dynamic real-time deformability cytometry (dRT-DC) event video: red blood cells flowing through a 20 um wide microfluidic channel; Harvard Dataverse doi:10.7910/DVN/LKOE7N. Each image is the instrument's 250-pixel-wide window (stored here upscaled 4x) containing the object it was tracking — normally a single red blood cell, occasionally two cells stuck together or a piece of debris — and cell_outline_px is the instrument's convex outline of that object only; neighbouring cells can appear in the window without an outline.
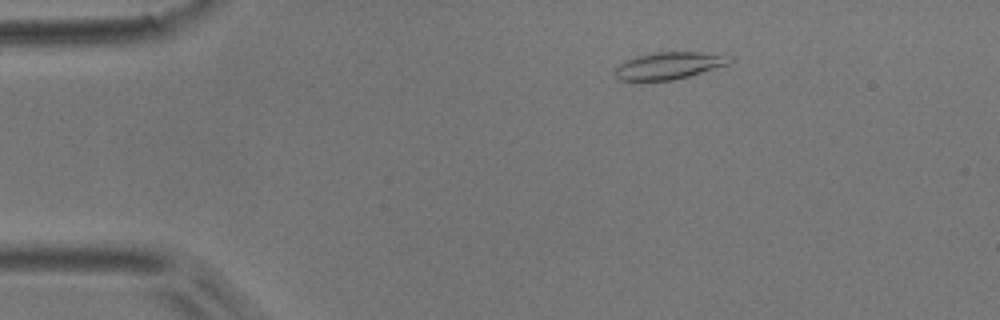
{"species": "common noctule bat (a hibernating species)", "species_latin": "Nyctalus noctula", "temperature_condition": "room temperature", "stored_images_in_passage": 47, "camera_frame_rate_fps": 3000, "um_per_image_px": 0.085, "animal": {"sex": "male", "body_mass_g": 17.9}, "frame": {"image": 1, "passage_image": 2, "time_ms": 0.333, "image_size_px": [1000, 320], "cell_outline_px": [[732, 60], [728, 64], [688, 76], [672, 80], [620, 80], [616, 76], [616, 68], [624, 60], [656, 52], [700, 52], [732, 56]], "centroid_in_image_um": [56.88, 5.57], "position_along_channel_um": 28.1, "area_um2": 17.69}}
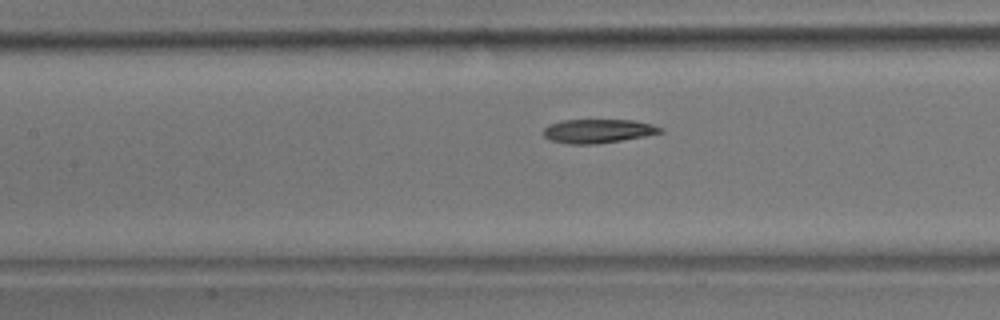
{"frame": {"image": 2, "passage_image": 17, "time_ms": 5.333, "image_size_px": [1000, 320], "cell_outline_px": [[664, 132], [644, 136], [596, 144], [568, 144], [548, 140], [544, 136], [544, 128], [548, 124], [560, 120], [632, 120], [652, 124], [664, 128]], "centroid_in_image_um": [50.8, 11.13], "position_along_channel_um": 156.6, "area_um2": 16.36}}
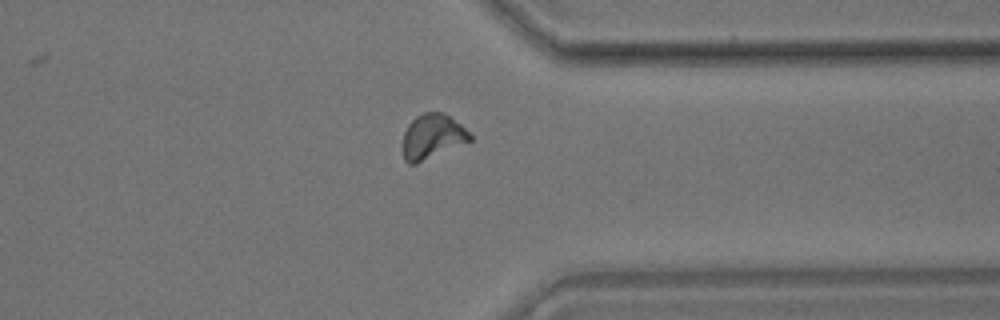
{"frame": {"image": 3, "passage_image": 35, "time_ms": 11.333, "image_size_px": [1000, 320], "cell_outline_px": [[472, 140], [416, 164], [408, 164], [404, 160], [404, 132], [408, 124], [416, 116], [424, 112], [440, 112], [448, 116], [460, 124], [472, 136]], "centroid_in_image_um": [36.73, 11.61], "position_along_channel_um": 374.7, "area_um2": 17.22}, "authors_computed_cell_mechanics": {"area_um2": 16.8776, "velocity_mm_per_s": 3.7016, "shape_relaxation_time_tau1_ms": 4.4651, "shape_relaxation_time_tau2_ms": 2.6237, "deformation_change_tau1": 0.1693, "deformation_change_tau2": 0.0993}}